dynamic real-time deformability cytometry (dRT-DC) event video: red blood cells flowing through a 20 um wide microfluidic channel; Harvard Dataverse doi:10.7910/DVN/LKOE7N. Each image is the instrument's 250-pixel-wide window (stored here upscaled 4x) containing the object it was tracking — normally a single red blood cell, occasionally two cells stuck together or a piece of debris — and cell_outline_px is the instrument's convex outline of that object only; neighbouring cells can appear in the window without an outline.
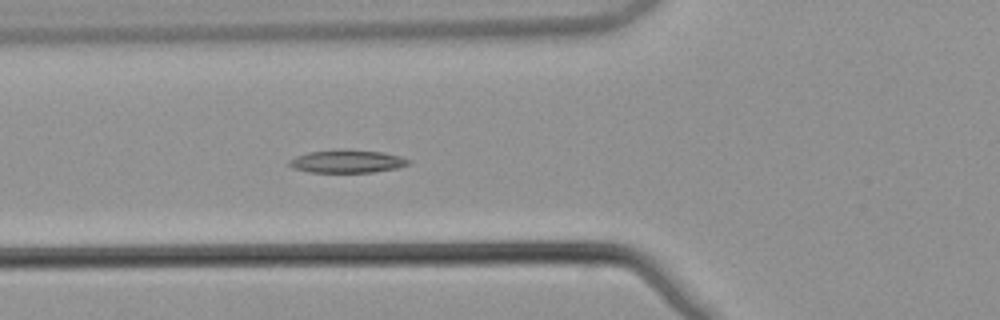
{"species": "common noctule bat (a hibernating species)", "species_latin": "Nyctalus noctula", "temperature_condition": "warm", "stored_images_in_passage": 6, "camera_frame_rate_fps": 3000, "um_per_image_px": 0.085, "animal": {"sex": "male", "body_mass_g": 21.5, "forearm_length_mm": 52.0}, "frame": {"image": 1, "passage_image": 6, "time_ms": 1.667, "image_size_px": [1000, 320], "cell_outline_px": [[412, 160], [408, 164], [400, 168], [372, 172], [308, 172], [292, 168], [288, 164], [288, 160], [296, 156], [308, 152], [384, 152], [400, 156]], "centroid_in_image_um": [29.52, 13.76], "position_along_channel_um": 96.3, "area_um2": 15.2}}